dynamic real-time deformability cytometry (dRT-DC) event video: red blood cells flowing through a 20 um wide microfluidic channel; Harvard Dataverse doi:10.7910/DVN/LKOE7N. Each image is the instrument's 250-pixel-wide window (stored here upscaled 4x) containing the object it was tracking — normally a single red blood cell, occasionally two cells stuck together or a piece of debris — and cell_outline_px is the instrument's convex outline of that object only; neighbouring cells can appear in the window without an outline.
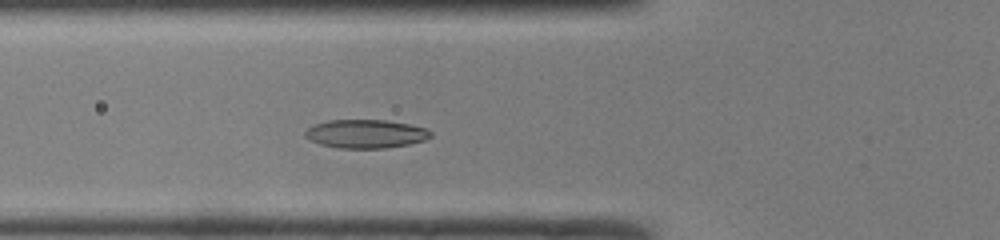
{"species": "common noctule bat (a hibernating species)", "species_latin": "Nyctalus noctula", "temperature_condition": "room temperature", "stored_images_in_passage": 36, "camera_frame_rate_fps": 3000, "um_per_image_px": 0.085, "animal": {"sex": "male", "body_mass_g": 19.0, "forearm_length_mm": 50.8}, "frame": {"image": 1, "passage_image": 10, "time_ms": 3.0, "image_size_px": [1000, 240], "cell_outline_px": [[432, 136], [424, 140], [408, 144], [384, 148], [336, 148], [320, 144], [304, 136], [304, 132], [308, 128], [316, 124], [328, 120], [384, 120], [408, 124], [424, 128], [432, 132]], "centroid_in_image_um": [31.07, 11.38], "position_along_channel_um": 94.7, "area_um2": 20.69}}
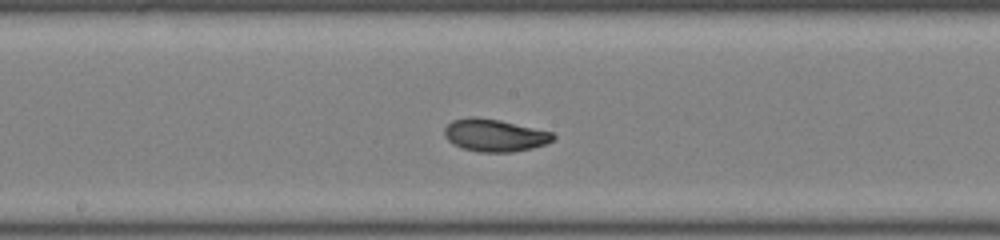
{"frame": {"image": 2, "passage_image": 18, "time_ms": 5.667, "image_size_px": [1000, 240], "cell_outline_px": [[556, 140], [532, 148], [512, 152], [476, 152], [452, 144], [444, 136], [444, 128], [452, 120], [472, 116], [476, 116], [500, 120], [552, 132], [556, 136]], "centroid_in_image_um": [42.03, 11.5], "position_along_channel_um": 206.2, "area_um2": 20.69}}
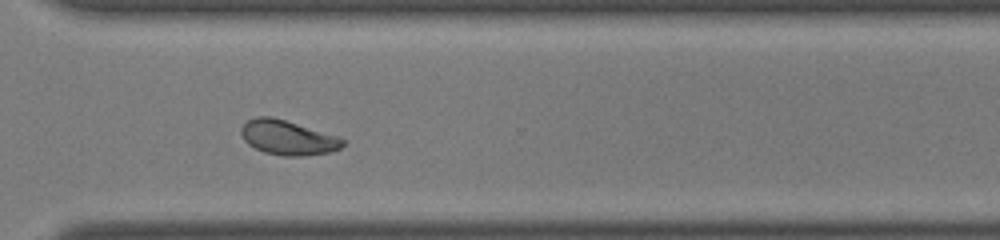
{"frame": {"image": 3, "passage_image": 28, "time_ms": 9.0, "image_size_px": [1000, 240], "cell_outline_px": [[344, 144], [340, 148], [328, 152], [304, 156], [284, 156], [264, 152], [248, 144], [244, 140], [240, 132], [240, 128], [248, 120], [256, 116], [272, 116], [340, 136], [344, 140]], "centroid_in_image_um": [24.46, 11.68], "position_along_channel_um": 346.1, "area_um2": 20.58}, "authors_computed_cell_mechanics": {"area_um2": 20.1433, "velocity_mm_per_s": 4.1846, "shape_relaxation_time_tau1_ms": 4.6165, "shape_relaxation_time_tau2_ms": 1.4353, "deformation_change_tau1": 0.1407, "deformation_change_tau2": 0.0474}}